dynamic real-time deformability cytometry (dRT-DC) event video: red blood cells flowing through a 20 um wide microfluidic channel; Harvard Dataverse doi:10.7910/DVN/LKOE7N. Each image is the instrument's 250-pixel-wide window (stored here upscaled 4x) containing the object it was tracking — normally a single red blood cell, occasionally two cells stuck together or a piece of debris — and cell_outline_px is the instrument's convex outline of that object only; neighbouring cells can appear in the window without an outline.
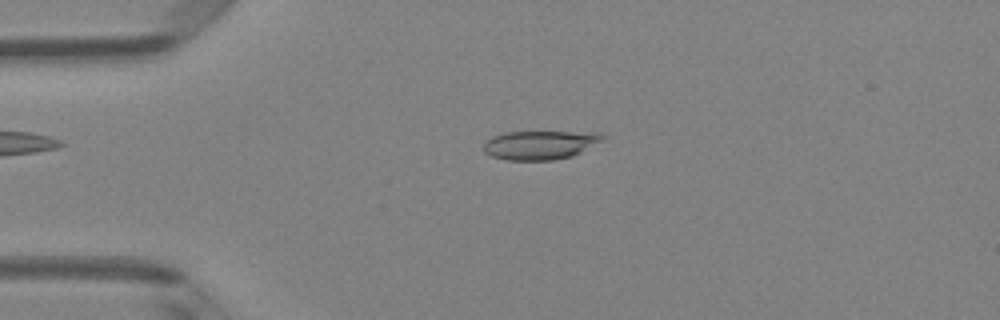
{"species": "Egyptian fruit bat (a non-hibernating species)", "species_latin": "Rousettus aegyptiacus", "temperature_condition": "room temperature", "stored_images_in_passage": 6, "camera_frame_rate_fps": 3000, "um_per_image_px": 0.085, "animal": {"sex": "female"}, "frame": {"image": 1, "passage_image": 5, "time_ms": 5.667, "image_size_px": [1000, 320], "cell_outline_px": [[608, 136], [580, 152], [572, 156], [552, 160], [504, 160], [492, 156], [484, 152], [484, 144], [492, 136], [504, 132], [596, 132]], "centroid_in_image_um": [45.88, 12.32], "position_along_channel_um": 39.1, "area_um2": 19.88}}